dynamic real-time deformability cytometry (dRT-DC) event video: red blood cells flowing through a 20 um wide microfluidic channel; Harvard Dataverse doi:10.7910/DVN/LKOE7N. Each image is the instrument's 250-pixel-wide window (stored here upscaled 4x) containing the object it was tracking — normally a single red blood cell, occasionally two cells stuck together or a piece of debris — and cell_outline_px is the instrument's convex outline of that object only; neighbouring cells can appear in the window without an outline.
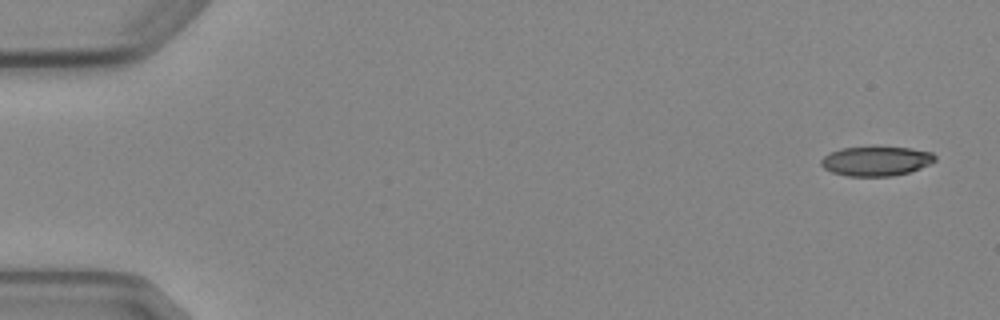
{"species": "Egyptian fruit bat (a non-hibernating species)", "species_latin": "Rousettus aegyptiacus", "temperature_condition": "cold", "stored_images_in_passage": 5, "camera_frame_rate_fps": 3000, "um_per_image_px": 0.085, "animal": {"sex": "female"}, "frame": {"image": 1, "passage_image": 1, "time_ms": 0.0, "image_size_px": [1000, 320], "cell_outline_px": [[936, 160], [920, 168], [908, 172], [892, 176], [848, 176], [832, 172], [824, 168], [820, 164], [820, 160], [828, 152], [840, 148], [912, 148], [932, 152], [936, 156]], "centroid_in_image_um": [74.44, 13.7], "position_along_channel_um": 10.6, "area_um2": 19.36}}
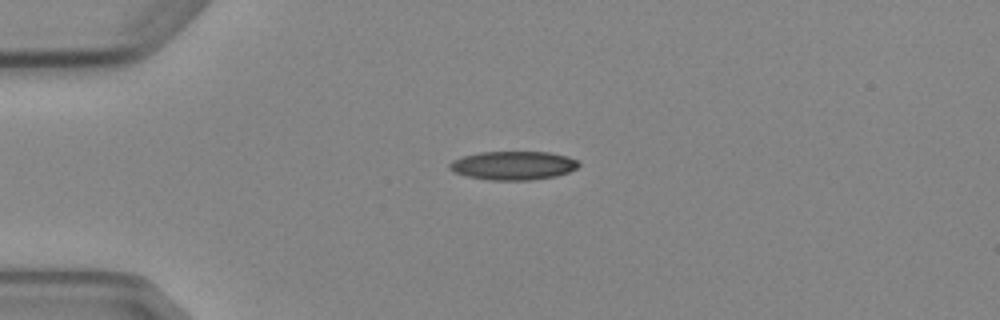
{"frame": {"image": 2, "passage_image": 4, "time_ms": 3.667, "image_size_px": [1000, 320], "cell_outline_px": [[580, 164], [576, 168], [568, 172], [556, 176], [532, 180], [488, 180], [468, 176], [456, 172], [448, 168], [448, 164], [452, 160], [464, 156], [480, 152], [548, 152], [568, 156], [580, 160]], "centroid_in_image_um": [43.66, 14.06], "position_along_channel_um": 41.3, "area_um2": 21.62}}